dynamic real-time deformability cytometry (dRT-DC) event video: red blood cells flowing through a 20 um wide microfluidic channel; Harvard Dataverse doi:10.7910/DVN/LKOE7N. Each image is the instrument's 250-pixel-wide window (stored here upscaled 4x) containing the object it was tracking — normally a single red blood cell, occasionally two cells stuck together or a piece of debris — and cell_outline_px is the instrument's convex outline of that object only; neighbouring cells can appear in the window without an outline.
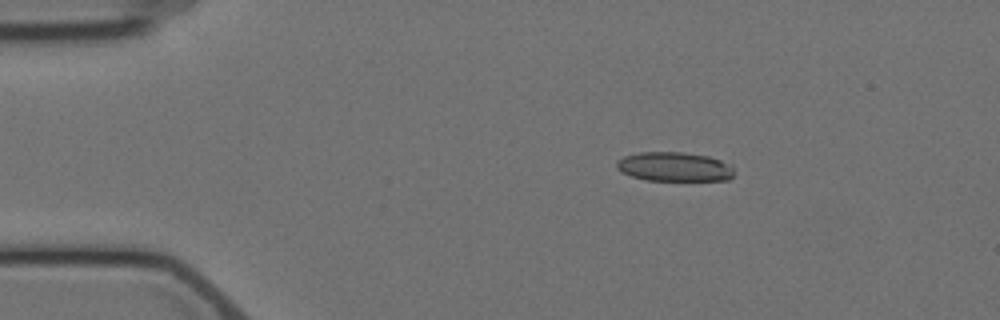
{"species": "Egyptian fruit bat (a non-hibernating species)", "species_latin": "Rousettus aegyptiacus", "temperature_condition": "cold", "stored_images_in_passage": 4, "camera_frame_rate_fps": 3000, "um_per_image_px": 0.085, "animal": {"sex": "female"}, "frame": {"image": 1, "passage_image": 2, "time_ms": 1.0, "image_size_px": [1000, 320], "cell_outline_px": [[736, 172], [728, 180], [644, 180], [620, 172], [616, 168], [616, 160], [624, 156], [640, 152], [684, 152], [708, 156], [732, 164]], "centroid_in_image_um": [57.33, 14.17], "position_along_channel_um": 27.7, "area_um2": 20.29}}